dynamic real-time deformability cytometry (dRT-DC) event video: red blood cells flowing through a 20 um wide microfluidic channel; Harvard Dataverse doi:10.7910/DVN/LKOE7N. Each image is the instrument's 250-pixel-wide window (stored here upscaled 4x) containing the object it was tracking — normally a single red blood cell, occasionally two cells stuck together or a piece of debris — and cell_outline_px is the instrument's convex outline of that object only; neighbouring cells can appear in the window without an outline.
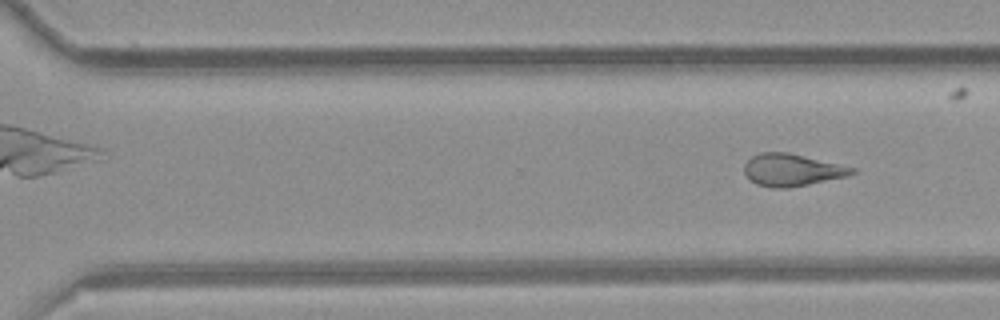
{"species": "common noctule bat (a hibernating species)", "species_latin": "Nyctalus noctula", "temperature_condition": "room temperature", "stored_images_in_passage": 11, "camera_frame_rate_fps": 3000, "um_per_image_px": 0.085, "animal": {"sex": "female", "body_mass_g": 21.9}, "frame": {"image": 1, "passage_image": 11, "time_ms": 12.333, "image_size_px": [1000, 320], "cell_outline_px": [[856, 172], [848, 176], [788, 188], [772, 188], [756, 184], [744, 172], [744, 164], [752, 156], [760, 152], [788, 152], [856, 168]], "centroid_in_image_um": [67.31, 14.44], "position_along_channel_um": 303.3, "area_um2": 20.11}}